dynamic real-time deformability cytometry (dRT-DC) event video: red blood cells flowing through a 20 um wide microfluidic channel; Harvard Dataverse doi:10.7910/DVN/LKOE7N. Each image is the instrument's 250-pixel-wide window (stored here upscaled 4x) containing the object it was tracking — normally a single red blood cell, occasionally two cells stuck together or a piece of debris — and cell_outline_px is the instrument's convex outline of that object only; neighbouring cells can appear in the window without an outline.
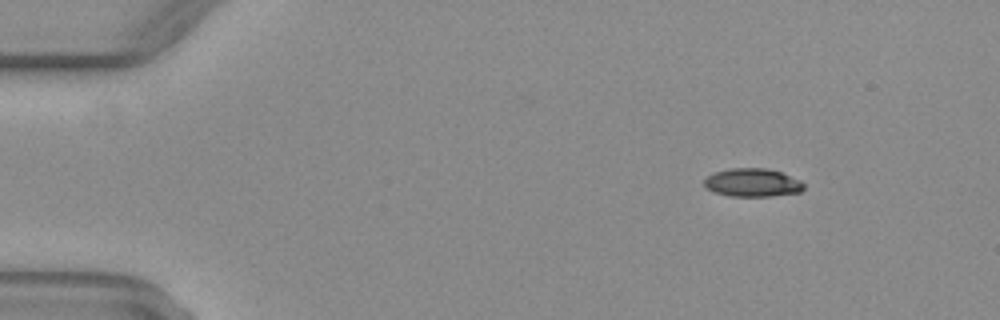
{"species": "common noctule bat (a hibernating species)", "species_latin": "Nyctalus noctula", "temperature_condition": "warm", "stored_images_in_passage": 46, "camera_frame_rate_fps": 3000, "um_per_image_px": 0.085, "animal": {"sex": "female", "body_mass_g": 29.2, "forearm_length_mm": 56.3}, "frame": {"image": 1, "passage_image": 2, "time_ms": 0.333, "image_size_px": [1000, 320], "cell_outline_px": [[804, 188], [800, 192], [772, 196], [732, 196], [712, 192], [704, 188], [704, 180], [708, 176], [716, 172], [732, 168], [764, 168], [780, 172], [800, 180], [804, 184]], "centroid_in_image_um": [63.94, 15.53], "position_along_channel_um": 21.1, "area_um2": 16.36}}
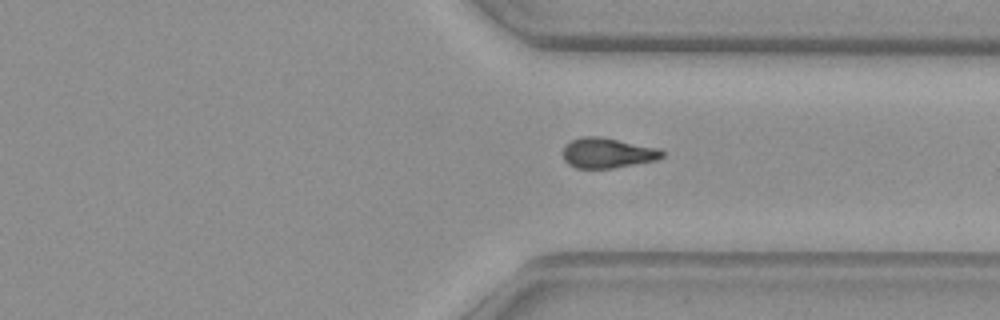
{"frame": {"image": 2, "passage_image": 34, "time_ms": 11.0, "image_size_px": [1000, 320], "cell_outline_px": [[664, 156], [656, 160], [612, 168], [576, 168], [568, 164], [564, 160], [564, 148], [572, 140], [584, 136], [600, 136], [660, 148], [664, 152]], "centroid_in_image_um": [51.67, 13.0], "position_along_channel_um": 359.7, "area_um2": 17.34}}
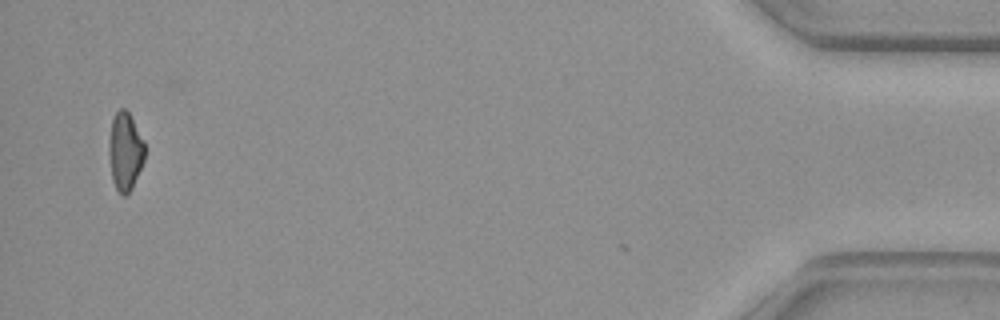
{"frame": {"image": 3, "passage_image": 45, "time_ms": 14.667, "image_size_px": [1000, 320], "cell_outline_px": [[144, 160], [132, 188], [124, 196], [120, 196], [112, 180], [108, 152], [108, 144], [112, 120], [116, 112], [120, 108], [124, 108], [128, 112], [144, 140]], "centroid_in_image_um": [10.62, 12.88], "position_along_channel_um": 424.6, "area_um2": 16.3}, "authors_computed_cell_mechanics": {"area_um2": 17.3689, "velocity_mm_per_s": 4.1089, "shape_relaxation_time_tau1_ms": 6.0985, "shape_relaxation_time_tau2_ms": null, "deformation_change_tau1": 0.1657, "deformation_change_tau2": null}}